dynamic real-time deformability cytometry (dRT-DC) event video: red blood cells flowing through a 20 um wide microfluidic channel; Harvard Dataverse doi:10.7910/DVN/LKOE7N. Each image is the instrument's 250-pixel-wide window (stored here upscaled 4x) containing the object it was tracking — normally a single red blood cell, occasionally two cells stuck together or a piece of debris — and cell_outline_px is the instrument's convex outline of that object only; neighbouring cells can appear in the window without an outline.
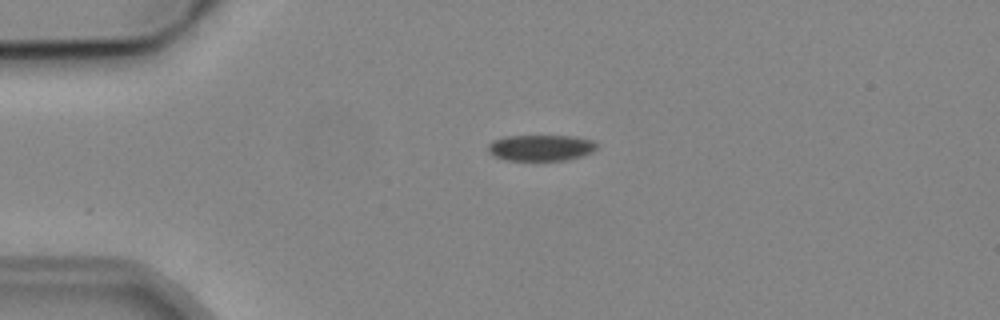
{"species": "common noctule bat (a hibernating species)", "species_latin": "Nyctalus noctula", "temperature_condition": "cold", "stored_images_in_passage": 5, "camera_frame_rate_fps": 3000, "um_per_image_px": 0.085, "animal": {"sex": "male", "body_mass_g": 19.2, "forearm_length_mm": 51.8}, "frame": {"image": 1, "passage_image": 3, "time_ms": 2.333, "image_size_px": [1000, 320], "cell_outline_px": [[596, 148], [592, 152], [584, 156], [568, 160], [508, 160], [496, 156], [488, 152], [488, 144], [496, 140], [508, 136], [572, 136], [592, 140], [596, 144]], "centroid_in_image_um": [46.01, 12.56], "position_along_channel_um": 39.0, "area_um2": 16.36}}